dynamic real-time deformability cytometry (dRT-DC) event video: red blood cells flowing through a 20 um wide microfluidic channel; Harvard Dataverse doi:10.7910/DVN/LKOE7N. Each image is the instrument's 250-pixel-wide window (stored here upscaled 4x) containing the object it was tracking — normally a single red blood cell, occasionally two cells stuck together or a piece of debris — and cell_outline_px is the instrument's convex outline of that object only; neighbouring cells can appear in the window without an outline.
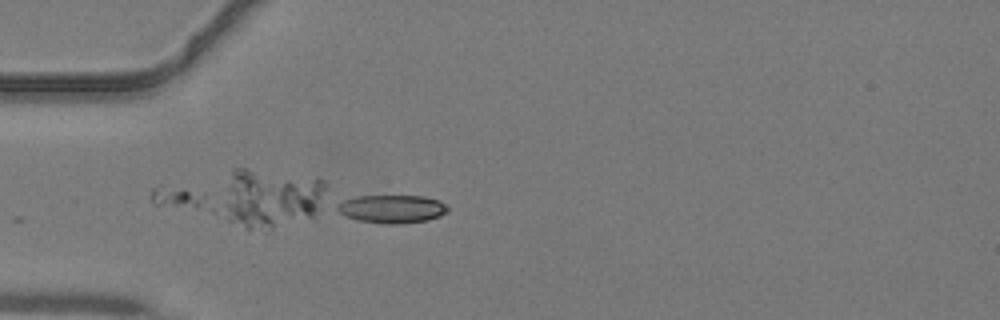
{"species": "common noctule bat (a hibernating species)", "species_latin": "Nyctalus noctula", "temperature_condition": "warm", "stored_images_in_passage": 13, "camera_frame_rate_fps": 3000, "um_per_image_px": 0.085, "animal": {"sex": "male", "body_mass_g": 19.2, "forearm_length_mm": 51.8}, "frame": {"image": 1, "passage_image": 13, "time_ms": 4.0, "image_size_px": [1000, 320], "cell_outline_px": [[448, 208], [440, 216], [428, 220], [400, 224], [384, 224], [356, 220], [340, 212], [336, 208], [336, 204], [344, 200], [356, 196], [424, 196], [440, 200]], "centroid_in_image_um": [33.31, 17.76], "position_along_channel_um": 51.7, "area_um2": 18.09}}